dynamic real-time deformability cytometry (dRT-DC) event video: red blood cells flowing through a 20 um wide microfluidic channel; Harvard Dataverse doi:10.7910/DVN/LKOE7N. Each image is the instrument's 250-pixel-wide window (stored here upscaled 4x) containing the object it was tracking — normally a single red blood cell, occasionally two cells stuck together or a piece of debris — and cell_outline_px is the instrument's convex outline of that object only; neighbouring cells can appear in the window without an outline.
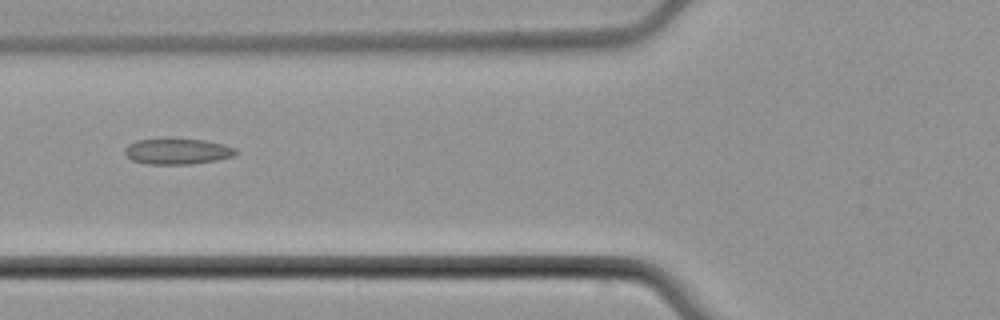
{"species": "common noctule bat (a hibernating species)", "species_latin": "Nyctalus noctula", "temperature_condition": "cold", "stored_images_in_passage": 4, "camera_frame_rate_fps": 3000, "um_per_image_px": 0.085, "animal": {"sex": "male", "body_mass_g": 21.5, "forearm_length_mm": 52.0}, "frame": {"image": 1, "passage_image": 4, "time_ms": 3.667, "image_size_px": [1000, 320], "cell_outline_px": [[236, 152], [232, 156], [216, 160], [192, 164], [148, 164], [132, 160], [124, 152], [124, 148], [128, 144], [136, 140], [168, 136], [204, 140], [224, 144], [236, 148]], "centroid_in_image_um": [15.03, 12.82], "position_along_channel_um": 110.8, "area_um2": 17.28}}